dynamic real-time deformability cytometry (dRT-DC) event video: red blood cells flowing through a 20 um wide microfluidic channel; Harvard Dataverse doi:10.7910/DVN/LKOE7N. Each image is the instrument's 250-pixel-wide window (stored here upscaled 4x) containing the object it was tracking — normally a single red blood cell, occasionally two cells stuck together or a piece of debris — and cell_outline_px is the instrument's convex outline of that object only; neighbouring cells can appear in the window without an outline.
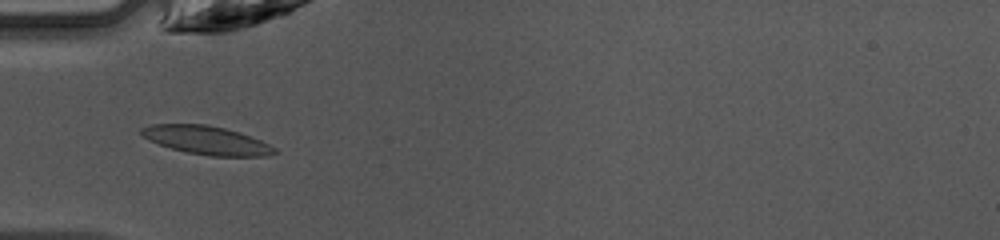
{"species": "common noctule bat (a hibernating species)", "species_latin": "Nyctalus noctula", "temperature_condition": "warm", "stored_images_in_passage": 16, "camera_frame_rate_fps": 3000, "um_per_image_px": 0.085, "animal": {"sex": "female", "body_mass_g": 10.0, "forearm_length_mm": 53.1}, "frame": {"image": 1, "passage_image": 5, "time_ms": 1.333, "image_size_px": [1000, 240], "cell_outline_px": [[276, 152], [268, 156], [212, 156], [188, 152], [172, 148], [148, 140], [140, 132], [140, 128], [148, 124], [204, 124], [224, 128], [240, 132], [260, 140], [276, 148]], "centroid_in_image_um": [17.55, 11.91], "position_along_channel_um": 67.5, "area_um2": 21.91}}
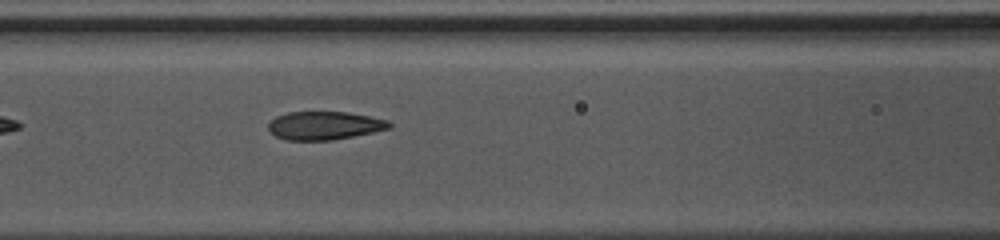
{"frame": {"image": 2, "passage_image": 10, "time_ms": 3.0, "image_size_px": [1000, 240], "cell_outline_px": [[392, 128], [332, 140], [288, 140], [276, 136], [268, 128], [268, 124], [276, 116], [288, 112], [348, 112], [388, 120], [392, 124]], "centroid_in_image_um": [27.59, 10.67], "position_along_channel_um": 139.0, "area_um2": 19.77}}